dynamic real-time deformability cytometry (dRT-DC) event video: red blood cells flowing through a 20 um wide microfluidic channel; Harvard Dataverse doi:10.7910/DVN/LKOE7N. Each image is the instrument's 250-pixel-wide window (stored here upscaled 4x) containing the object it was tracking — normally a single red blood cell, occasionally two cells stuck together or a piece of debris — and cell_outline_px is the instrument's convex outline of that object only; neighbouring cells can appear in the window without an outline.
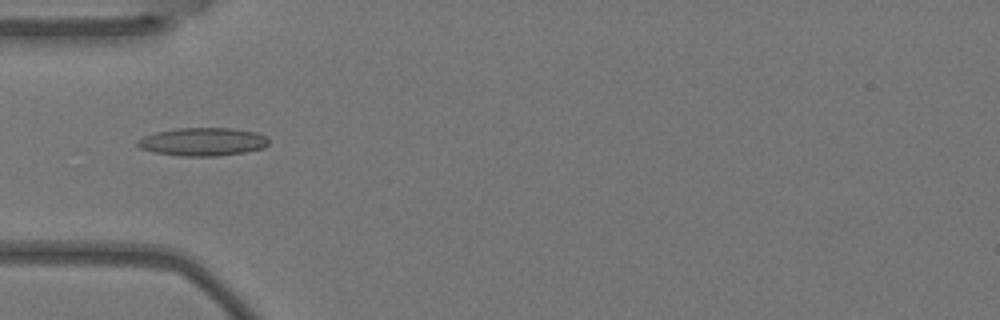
{"species": "Egyptian fruit bat (a non-hibernating species)", "species_latin": "Rousettus aegyptiacus", "temperature_condition": "warm", "stored_images_in_passage": 7, "camera_frame_rate_fps": 3000, "um_per_image_px": 0.085, "animal": {"sex": "female"}, "frame": {"image": 1, "passage_image": 4, "time_ms": 1.0, "image_size_px": [1000, 320], "cell_outline_px": [[268, 144], [264, 148], [244, 152], [216, 156], [180, 156], [156, 152], [140, 148], [136, 144], [136, 140], [144, 136], [156, 132], [176, 128], [232, 128], [256, 132], [264, 136], [268, 140]], "centroid_in_image_um": [17.22, 12.04], "position_along_channel_um": 67.8, "area_um2": 21.44}}
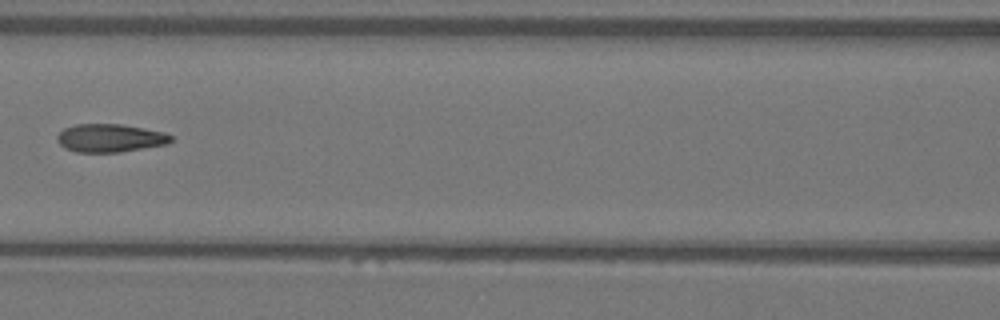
{"frame": {"image": 2, "passage_image": 6, "time_ms": 1.667, "image_size_px": [1000, 320], "cell_outline_px": [[172, 140], [168, 144], [120, 152], [76, 152], [64, 148], [56, 140], [56, 136], [64, 128], [76, 124], [120, 124], [144, 128], [164, 132], [172, 136]], "centroid_in_image_um": [9.34, 11.73], "position_along_channel_um": 157.3, "area_um2": 18.73}}
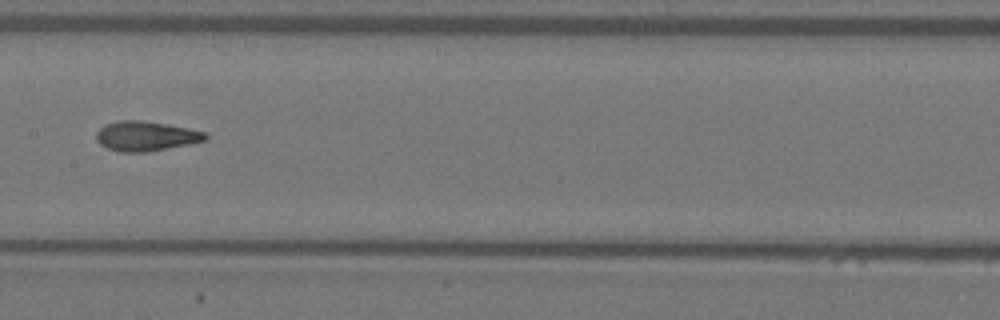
{"frame": {"image": 3, "passage_image": 7, "time_ms": 2.0, "image_size_px": [1000, 320], "cell_outline_px": [[208, 140], [188, 144], [144, 152], [120, 152], [108, 148], [100, 144], [96, 140], [96, 132], [104, 124], [116, 120], [140, 120], [188, 128], [208, 132]], "centroid_in_image_um": [12.39, 11.56], "position_along_channel_um": 195.0, "area_um2": 18.9}}